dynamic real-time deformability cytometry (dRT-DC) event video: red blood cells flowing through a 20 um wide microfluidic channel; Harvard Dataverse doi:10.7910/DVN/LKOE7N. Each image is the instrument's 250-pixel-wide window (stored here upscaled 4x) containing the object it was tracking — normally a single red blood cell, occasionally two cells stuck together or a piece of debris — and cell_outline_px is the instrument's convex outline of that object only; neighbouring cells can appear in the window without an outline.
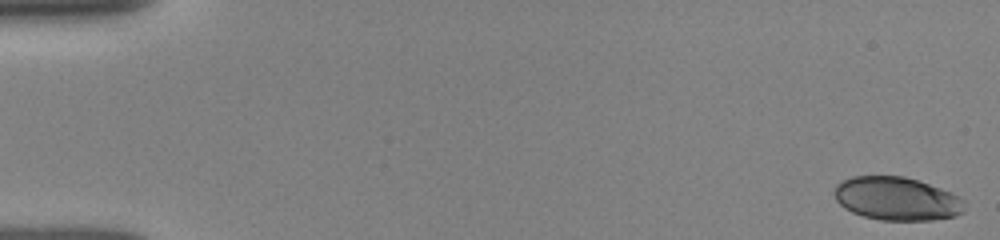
{"species": "human", "species_latin": "Homo sapiens", "temperature_condition": "room temperature", "stored_images_in_passage": 51, "camera_frame_rate_fps": 3000, "um_per_image_px": 0.085, "donor": {"sex": "female"}, "frame": {"image": 1, "passage_image": 1, "time_ms": 0.0, "image_size_px": [1000, 240], "cell_outline_px": [[964, 212], [956, 216], [932, 220], [880, 220], [864, 216], [852, 212], [844, 208], [836, 200], [836, 184], [840, 180], [852, 176], [904, 176], [952, 192], [964, 200]], "centroid_in_image_um": [76.23, 16.89], "position_along_channel_um": 8.8, "area_um2": 32.89}}
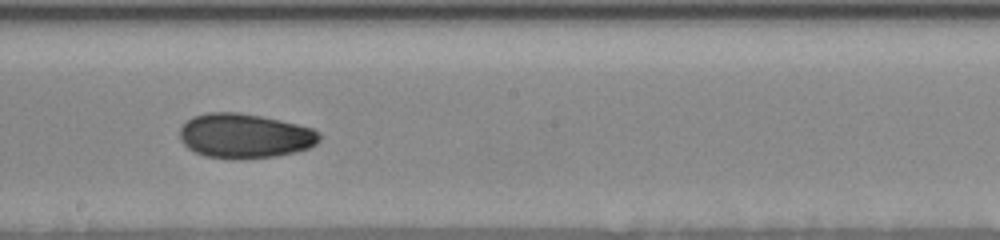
{"frame": {"image": 2, "passage_image": 29, "time_ms": 9.333, "image_size_px": [1000, 240], "cell_outline_px": [[320, 140], [316, 144], [308, 148], [276, 156], [232, 160], [204, 156], [188, 148], [180, 140], [180, 128], [192, 116], [208, 112], [240, 112], [280, 120], [312, 128], [320, 132]], "centroid_in_image_um": [20.78, 11.55], "position_along_channel_um": 227.4, "area_um2": 36.41}}
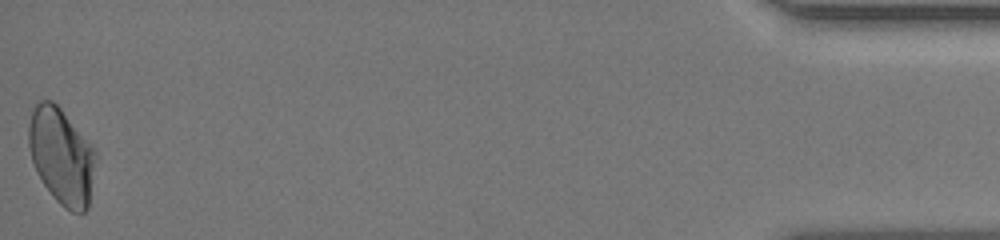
{"frame": {"image": 3, "passage_image": 51, "time_ms": 16.667, "image_size_px": [1000, 240], "cell_outline_px": [[96, 160], [88, 208], [84, 212], [72, 212], [64, 208], [56, 200], [44, 184], [36, 172], [32, 160], [28, 144], [28, 124], [32, 108], [40, 100], [52, 100], [60, 108], [96, 152]], "centroid_in_image_um": [5.2, 13.27], "position_along_channel_um": 430.0, "area_um2": 37.28}, "authors_computed_cell_mechanics": {"area_um2": 35.7204, "velocity_mm_per_s": 3.9531, "shape_relaxation_time_tau1_ms": 4.3502, "shape_relaxation_time_tau2_ms": 2.7872, "deformation_change_tau1": 0.129, "deformation_change_tau2": 0.0613}}